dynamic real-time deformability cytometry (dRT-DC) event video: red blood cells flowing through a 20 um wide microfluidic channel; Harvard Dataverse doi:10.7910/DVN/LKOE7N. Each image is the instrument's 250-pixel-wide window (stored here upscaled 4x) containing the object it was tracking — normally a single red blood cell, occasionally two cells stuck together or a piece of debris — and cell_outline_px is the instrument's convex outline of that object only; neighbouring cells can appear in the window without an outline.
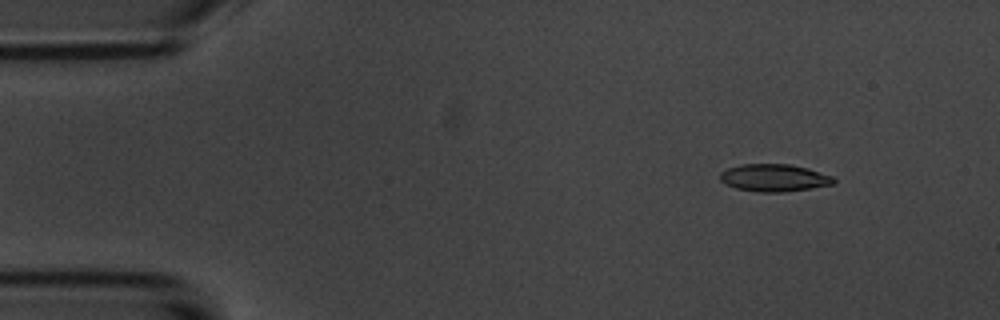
{"species": "common noctule bat (a hibernating species)", "species_latin": "Nyctalus noctula", "temperature_condition": "room temperature", "stored_images_in_passage": 5, "camera_frame_rate_fps": 3000, "um_per_image_px": 0.085, "animal": {"sex": "male", "body_mass_g": 20.1, "forearm_length_mm": 53.5}, "frame": {"image": 1, "passage_image": 2, "time_ms": 1.333, "image_size_px": [1000, 320], "cell_outline_px": [[836, 184], [784, 192], [756, 192], [736, 188], [724, 184], [720, 180], [720, 172], [728, 168], [740, 164], [792, 164], [808, 168], [832, 176], [836, 180]], "centroid_in_image_um": [65.8, 15.11], "position_along_channel_um": 19.2, "area_um2": 18.32}}
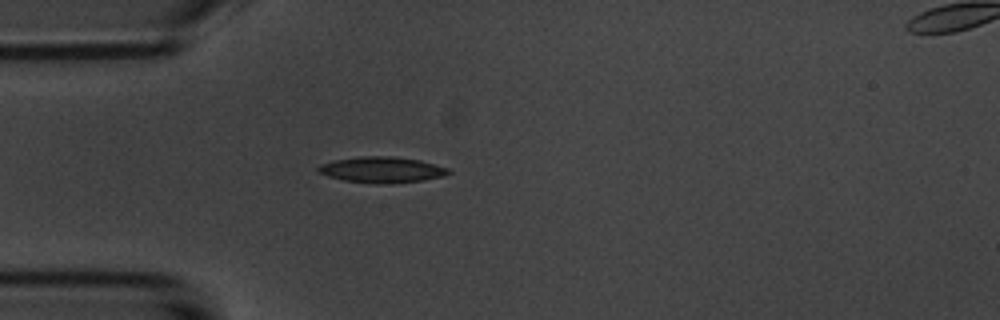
{"frame": {"image": 2, "passage_image": 4, "time_ms": 4.333, "image_size_px": [1000, 320], "cell_outline_px": [[452, 172], [440, 176], [420, 180], [392, 184], [376, 184], [344, 180], [328, 176], [316, 172], [316, 168], [320, 164], [332, 160], [360, 156], [392, 156], [420, 160], [448, 168]], "centroid_in_image_um": [32.38, 14.42], "position_along_channel_um": 52.6, "area_um2": 19.71}}